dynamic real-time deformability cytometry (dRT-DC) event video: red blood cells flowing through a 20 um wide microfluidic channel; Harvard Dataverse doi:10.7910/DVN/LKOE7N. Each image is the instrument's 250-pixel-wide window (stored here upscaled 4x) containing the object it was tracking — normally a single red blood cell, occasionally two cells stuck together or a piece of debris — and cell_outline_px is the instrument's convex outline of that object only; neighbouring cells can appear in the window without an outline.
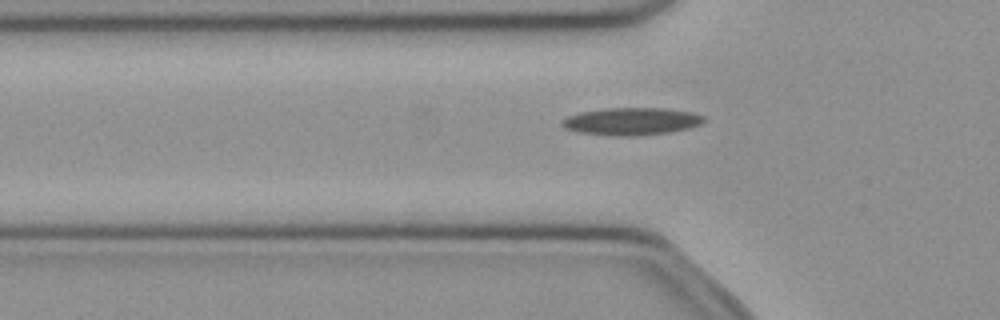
{"species": "common noctule bat (a hibernating species)", "species_latin": "Nyctalus noctula", "temperature_condition": "cold", "stored_images_in_passage": 51, "camera_frame_rate_fps": 3000, "um_per_image_px": 0.085, "animal": {"sex": "female", "body_mass_g": 21.9}, "frame": {"image": 1, "passage_image": 16, "time_ms": 5.0, "image_size_px": [1000, 320], "cell_outline_px": [[704, 120], [700, 124], [688, 128], [668, 132], [632, 136], [616, 136], [580, 132], [564, 128], [560, 124], [560, 120], [568, 116], [580, 112], [604, 108], [664, 108], [692, 112], [704, 116]], "centroid_in_image_um": [53.64, 10.3], "position_along_channel_um": 72.2, "area_um2": 22.6}}
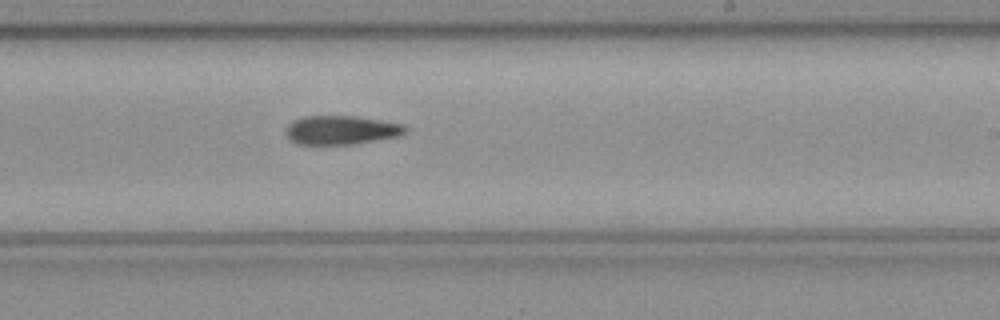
{"frame": {"image": 2, "passage_image": 30, "time_ms": 9.667, "image_size_px": [1000, 320], "cell_outline_px": [[408, 132], [400, 136], [352, 144], [296, 144], [288, 136], [288, 124], [304, 116], [356, 116], [404, 124], [408, 128]], "centroid_in_image_um": [29.08, 11.05], "position_along_channel_um": 259.9, "area_um2": 19.94}}
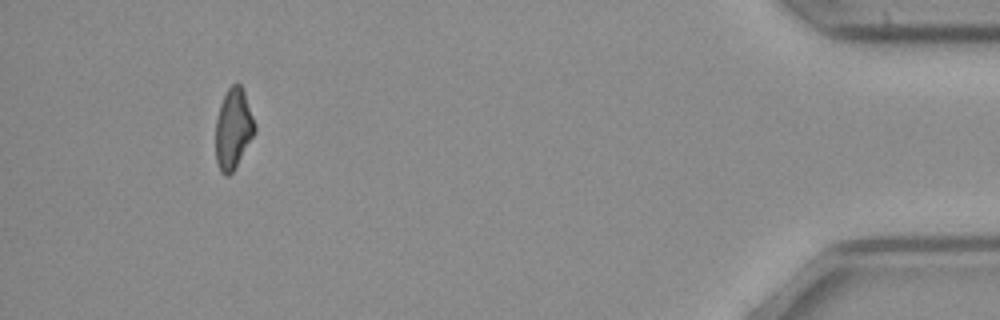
{"frame": {"image": 3, "passage_image": 47, "time_ms": 15.333, "image_size_px": [1000, 320], "cell_outline_px": [[256, 132], [232, 172], [228, 176], [224, 176], [220, 172], [216, 160], [216, 120], [220, 104], [228, 88], [232, 84], [240, 84], [244, 92], [256, 124]], "centroid_in_image_um": [19.83, 10.96], "position_along_channel_um": 415.4, "area_um2": 18.26}}